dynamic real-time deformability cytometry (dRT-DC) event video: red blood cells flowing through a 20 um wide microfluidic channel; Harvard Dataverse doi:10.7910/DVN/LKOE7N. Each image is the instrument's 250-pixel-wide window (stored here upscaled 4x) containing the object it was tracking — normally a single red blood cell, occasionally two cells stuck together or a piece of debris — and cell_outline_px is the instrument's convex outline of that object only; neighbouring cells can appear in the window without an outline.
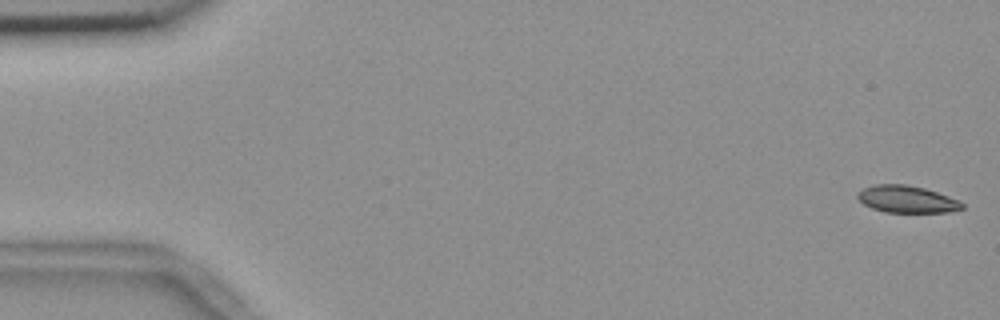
{"species": "common noctule bat (a hibernating species)", "species_latin": "Nyctalus noctula", "temperature_condition": "room temperature", "stored_images_in_passage": 6, "camera_frame_rate_fps": 3000, "um_per_image_px": 0.085, "animal": {"sex": "female", "body_mass_g": 18.4}, "frame": {"image": 1, "passage_image": 1, "time_ms": 0.0, "image_size_px": [1000, 320], "cell_outline_px": [[964, 208], [948, 212], [884, 212], [872, 208], [864, 204], [856, 196], [864, 188], [876, 184], [904, 184], [924, 188], [948, 196], [964, 204]], "centroid_in_image_um": [77.08, 16.94], "position_along_channel_um": 7.9, "area_um2": 16.24}}